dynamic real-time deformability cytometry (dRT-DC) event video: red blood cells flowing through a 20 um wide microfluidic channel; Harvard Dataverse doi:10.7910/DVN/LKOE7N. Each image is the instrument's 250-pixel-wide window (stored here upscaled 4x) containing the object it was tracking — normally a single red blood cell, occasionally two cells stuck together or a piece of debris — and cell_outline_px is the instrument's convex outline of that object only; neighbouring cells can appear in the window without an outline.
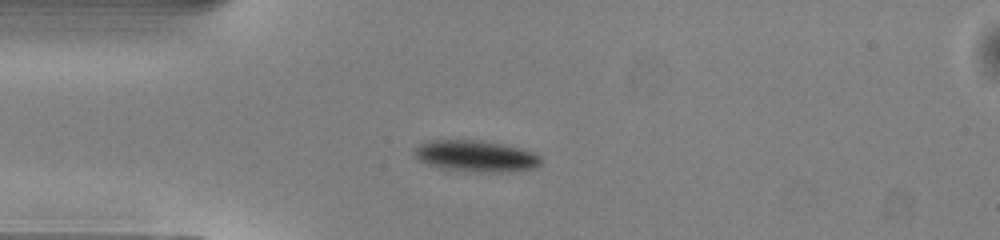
{"species": "common noctule bat (a hibernating species)", "species_latin": "Nyctalus noctula", "temperature_condition": "warm", "stored_images_in_passage": 38, "camera_frame_rate_fps": 3000, "um_per_image_px": 0.085, "animal": {"sex": "male", "body_mass_g": 13.0, "forearm_length_mm": 53.1}, "frame": {"image": 1, "passage_image": 1, "time_ms": 0.0, "image_size_px": [1000, 240], "cell_outline_px": [[540, 164], [536, 168], [512, 172], [472, 172], [424, 164], [412, 156], [412, 148], [428, 140], [480, 140], [504, 144], [520, 148], [532, 152], [540, 156]], "centroid_in_image_um": [40.4, 13.26], "position_along_channel_um": 44.6, "area_um2": 23.47}}
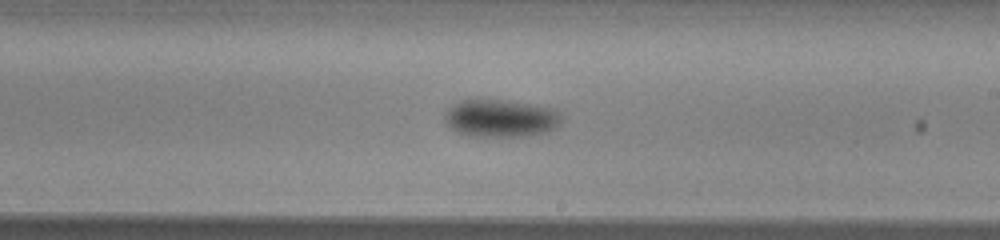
{"frame": {"image": 2, "passage_image": 17, "time_ms": 5.333, "image_size_px": [1000, 240], "cell_outline_px": [[560, 124], [548, 132], [524, 136], [468, 136], [452, 128], [444, 120], [444, 116], [448, 108], [460, 100], [504, 100], [532, 104], [552, 108], [560, 112]], "centroid_in_image_um": [42.57, 10.05], "position_along_channel_um": 246.4, "area_um2": 25.43}}
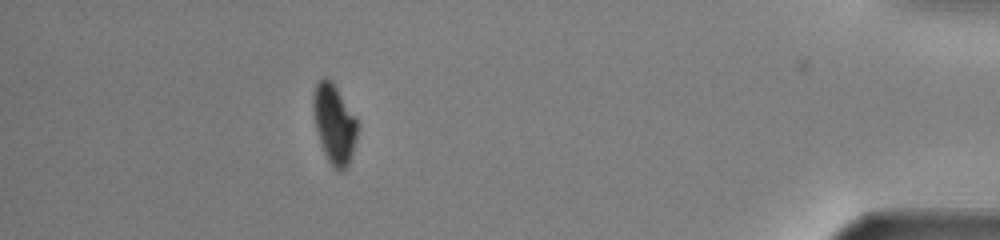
{"frame": {"image": 3, "passage_image": 33, "time_ms": 10.667, "image_size_px": [1000, 240], "cell_outline_px": [[360, 124], [356, 140], [348, 164], [340, 172], [328, 160], [324, 152], [316, 128], [312, 108], [312, 96], [316, 84], [324, 76], [332, 80], [356, 116]], "centroid_in_image_um": [28.42, 10.46], "position_along_channel_um": 406.8, "area_um2": 20.52}, "authors_computed_cell_mechanics": {"area_um2": 24.1604, "velocity_mm_per_s": 4.1066, "shape_relaxation_time_tau1_ms": 3.3058, "shape_relaxation_time_tau2_ms": null, "deformation_change_tau1": 0.1016, "deformation_change_tau2": null}}